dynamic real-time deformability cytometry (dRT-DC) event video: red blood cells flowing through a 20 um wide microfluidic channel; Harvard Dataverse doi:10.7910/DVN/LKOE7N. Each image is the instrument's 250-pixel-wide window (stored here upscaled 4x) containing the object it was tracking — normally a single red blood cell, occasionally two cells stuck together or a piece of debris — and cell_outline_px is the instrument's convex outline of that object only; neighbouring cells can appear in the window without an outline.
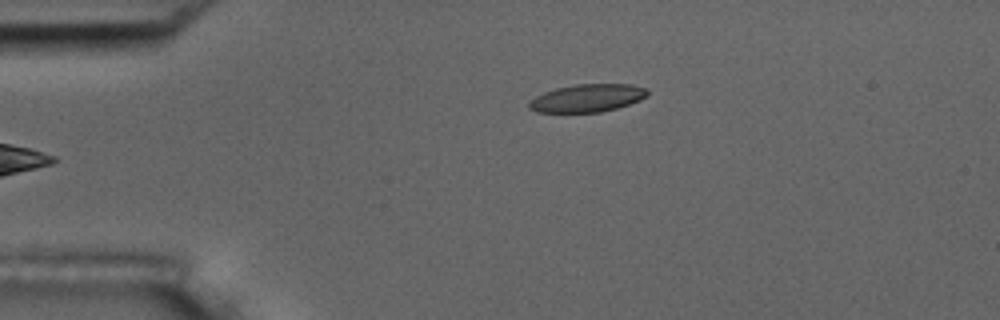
{"species": "common noctule bat (a hibernating species)", "species_latin": "Nyctalus noctula", "temperature_condition": "room temperature", "stored_images_in_passage": 5, "camera_frame_rate_fps": 3000, "um_per_image_px": 0.085, "animal": {"sex": "male", "body_mass_g": 17.5, "forearm_length_mm": 52.3}, "frame": {"image": 1, "passage_image": 5, "time_ms": 5.667, "image_size_px": [1000, 320], "cell_outline_px": [[648, 96], [640, 100], [616, 108], [600, 112], [536, 112], [528, 108], [528, 104], [536, 96], [544, 92], [556, 88], [576, 84], [632, 84], [648, 88]], "centroid_in_image_um": [49.95, 8.33], "position_along_channel_um": 35.1, "area_um2": 19.19}}